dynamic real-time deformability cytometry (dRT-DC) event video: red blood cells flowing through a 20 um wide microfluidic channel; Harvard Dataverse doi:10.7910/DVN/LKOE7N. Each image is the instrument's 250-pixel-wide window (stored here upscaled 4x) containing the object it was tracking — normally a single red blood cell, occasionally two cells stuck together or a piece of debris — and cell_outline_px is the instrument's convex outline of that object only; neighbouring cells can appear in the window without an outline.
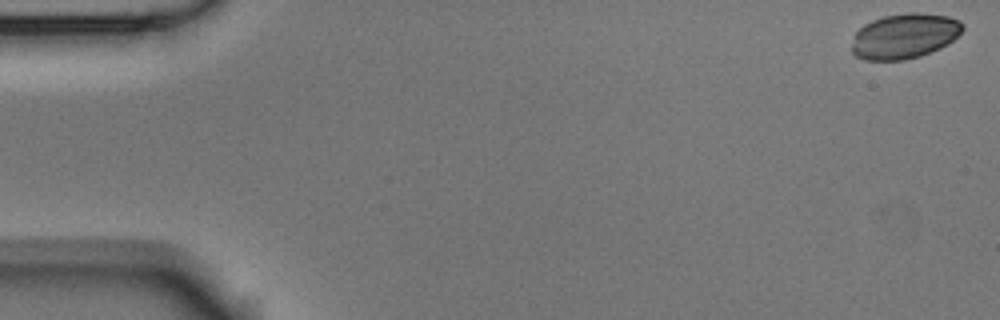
{"species": "Egyptian fruit bat (a non-hibernating species)", "species_latin": "Rousettus aegyptiacus", "temperature_condition": "room temperature", "stored_images_in_passage": 5, "camera_frame_rate_fps": 3000, "um_per_image_px": 0.085, "animal": {"sex": "male"}, "frame": {"image": 1, "passage_image": 1, "time_ms": 0.0, "image_size_px": [1000, 320], "cell_outline_px": [[964, 28], [948, 44], [940, 48], [920, 56], [904, 60], [864, 60], [856, 56], [852, 52], [852, 36], [864, 24], [872, 20], [884, 16], [908, 12], [920, 12], [948, 16], [960, 20], [964, 24]], "centroid_in_image_um": [76.87, 3.05], "position_along_channel_um": 8.1, "area_um2": 29.36}}
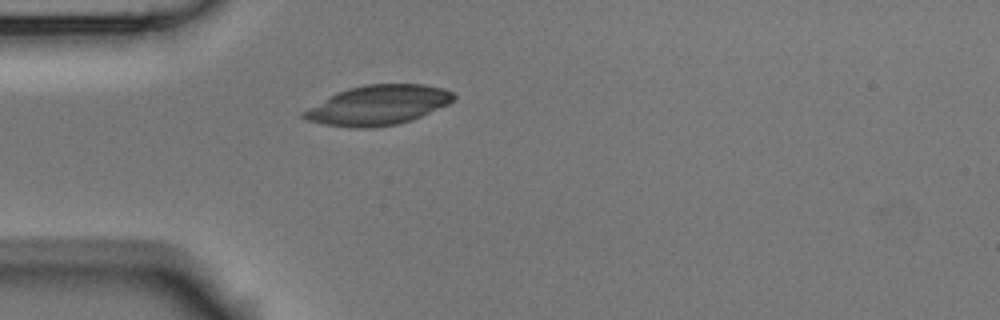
{"frame": {"image": 2, "passage_image": 5, "time_ms": 1.333, "image_size_px": [1000, 320], "cell_outline_px": [[456, 100], [448, 104], [412, 120], [396, 124], [372, 128], [348, 128], [324, 124], [308, 120], [300, 116], [300, 112], [328, 96], [336, 92], [348, 88], [368, 84], [424, 84], [444, 88], [452, 92], [456, 96]], "centroid_in_image_um": [32.12, 8.94], "position_along_channel_um": 52.9, "area_um2": 34.91}}